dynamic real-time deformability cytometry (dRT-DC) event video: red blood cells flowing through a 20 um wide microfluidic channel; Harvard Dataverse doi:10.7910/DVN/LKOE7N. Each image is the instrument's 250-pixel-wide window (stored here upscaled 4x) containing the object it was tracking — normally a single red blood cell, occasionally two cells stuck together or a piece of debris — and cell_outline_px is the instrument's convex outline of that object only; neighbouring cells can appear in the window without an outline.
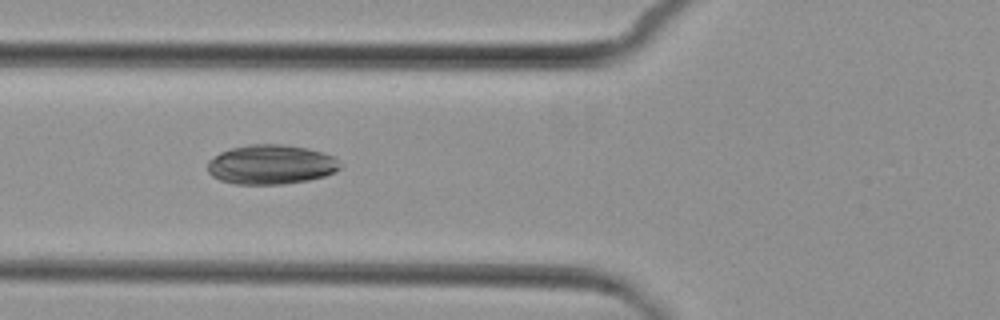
{"species": "common noctule bat (a hibernating species)", "species_latin": "Nyctalus noctula", "temperature_condition": "cold", "stored_images_in_passage": 8, "camera_frame_rate_fps": 3000, "um_per_image_px": 0.085, "animal": {"sex": "female", "body_mass_g": 29.2, "forearm_length_mm": 56.3}, "frame": {"image": 1, "passage_image": 4, "time_ms": 4.667, "image_size_px": [1000, 320], "cell_outline_px": [[340, 168], [336, 172], [324, 176], [308, 180], [284, 184], [236, 184], [220, 180], [212, 176], [208, 172], [208, 160], [220, 152], [232, 148], [248, 144], [284, 144], [308, 148], [324, 152], [332, 156], [340, 164]], "centroid_in_image_um": [23.03, 13.98], "position_along_channel_um": 102.8, "area_um2": 30.63}}
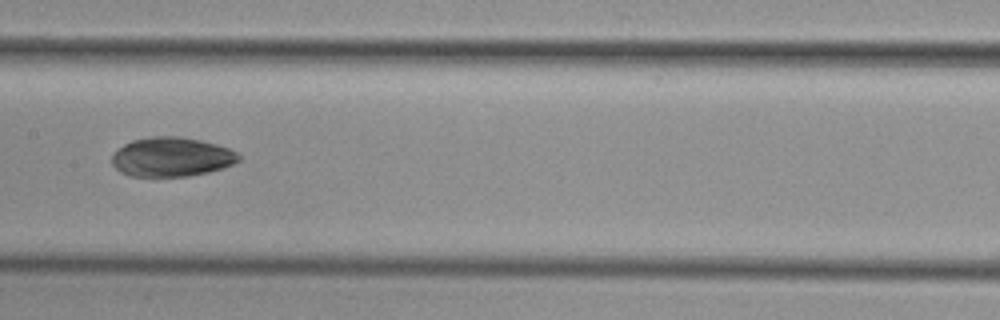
{"frame": {"image": 2, "passage_image": 6, "time_ms": 7.0, "image_size_px": [1000, 320], "cell_outline_px": [[240, 160], [224, 168], [208, 172], [188, 176], [128, 176], [120, 172], [112, 164], [112, 152], [124, 144], [132, 140], [152, 136], [180, 136], [200, 140], [216, 144], [228, 148], [236, 152], [240, 156]], "centroid_in_image_um": [14.56, 13.34], "position_along_channel_um": 192.8, "area_um2": 29.19}}
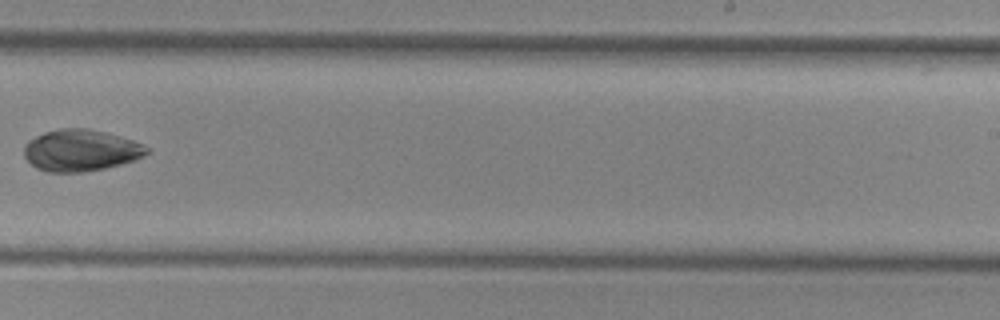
{"frame": {"image": 3, "passage_image": 8, "time_ms": 9.333, "image_size_px": [1000, 320], "cell_outline_px": [[152, 152], [136, 160], [104, 168], [84, 172], [48, 172], [36, 168], [24, 156], [24, 144], [28, 140], [44, 132], [60, 128], [88, 128], [108, 132], [144, 144], [152, 148]], "centroid_in_image_um": [6.91, 12.77], "position_along_channel_um": 282.1, "area_um2": 30.17}}